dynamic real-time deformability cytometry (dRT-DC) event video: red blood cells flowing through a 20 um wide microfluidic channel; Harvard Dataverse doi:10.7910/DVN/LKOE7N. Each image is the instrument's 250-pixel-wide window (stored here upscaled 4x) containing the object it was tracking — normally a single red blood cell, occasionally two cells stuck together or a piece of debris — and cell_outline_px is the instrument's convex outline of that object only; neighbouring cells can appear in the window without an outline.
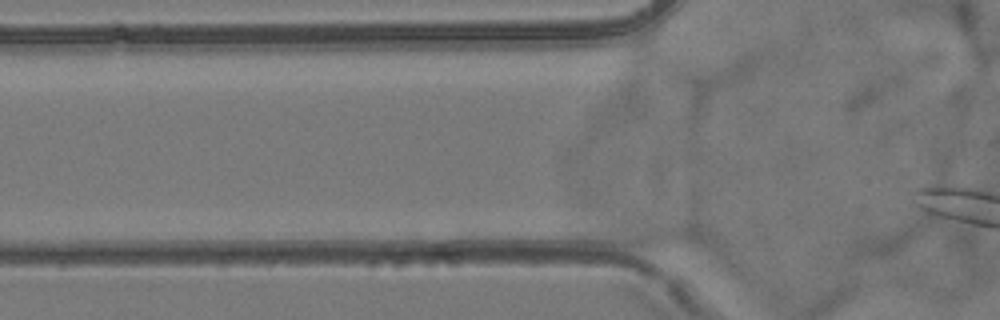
{"species": "common noctule bat (a hibernating species)", "species_latin": "Nyctalus noctula", "temperature_condition": "room temperature", "stored_images_in_passage": 5, "camera_frame_rate_fps": 3000, "um_per_image_px": 0.085, "animal": {"sex": "female", "body_mass_g": 24.6, "forearm_length_mm": 56.2}, "frame": {"image": 1, "passage_image": 4, "time_ms": 1.0, "image_size_px": [1000, 320], "cell_outline_px": [[708, 248], [644, 248], [584, 236], [580, 232], [584, 204], [692, 224], [700, 232]], "centroid_in_image_um": [54.29, 19.51], "position_along_channel_um": 71.5, "area_um2": 26.01}}